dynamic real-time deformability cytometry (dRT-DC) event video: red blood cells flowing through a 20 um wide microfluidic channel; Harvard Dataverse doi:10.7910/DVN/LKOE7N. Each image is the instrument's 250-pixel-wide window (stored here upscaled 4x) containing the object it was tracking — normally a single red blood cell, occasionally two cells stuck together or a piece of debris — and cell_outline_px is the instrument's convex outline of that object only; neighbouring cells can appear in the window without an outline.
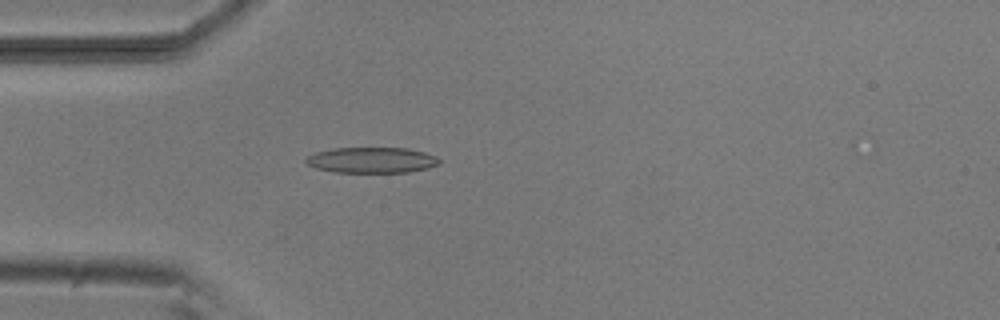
{"species": "common noctule bat (a hibernating species)", "species_latin": "Nyctalus noctula", "temperature_condition": "room temperature", "stored_images_in_passage": 54, "camera_frame_rate_fps": 3000, "um_per_image_px": 0.085, "animal": {"sex": "male", "body_mass_g": 20.5, "forearm_length_mm": 52.5}, "frame": {"image": 1, "passage_image": 15, "time_ms": 4.667, "image_size_px": [1000, 320], "cell_outline_px": [[444, 160], [440, 164], [428, 168], [408, 172], [336, 172], [316, 168], [308, 164], [304, 160], [304, 156], [316, 152], [332, 148], [408, 148], [424, 152], [436, 156]], "centroid_in_image_um": [31.62, 13.6], "position_along_channel_um": 53.4, "area_um2": 20.17}}
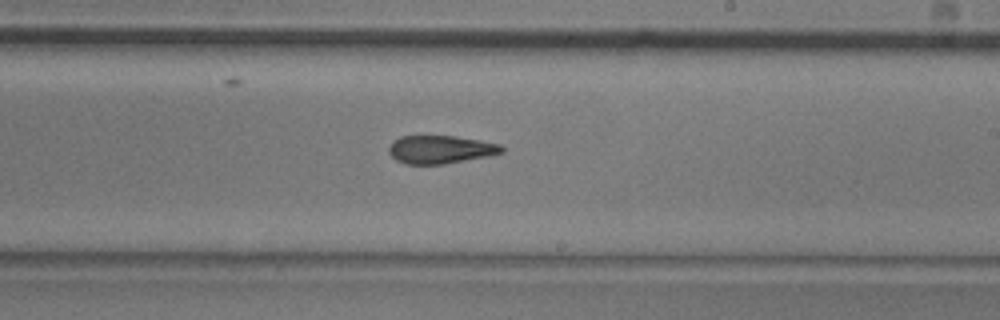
{"frame": {"image": 2, "passage_image": 31, "time_ms": 10.0, "image_size_px": [1000, 320], "cell_outline_px": [[504, 152], [492, 156], [444, 164], [404, 164], [396, 160], [388, 152], [388, 148], [392, 140], [400, 136], [456, 136], [480, 140], [500, 144], [504, 148]], "centroid_in_image_um": [37.45, 12.71], "position_along_channel_um": 251.6, "area_um2": 18.79}}
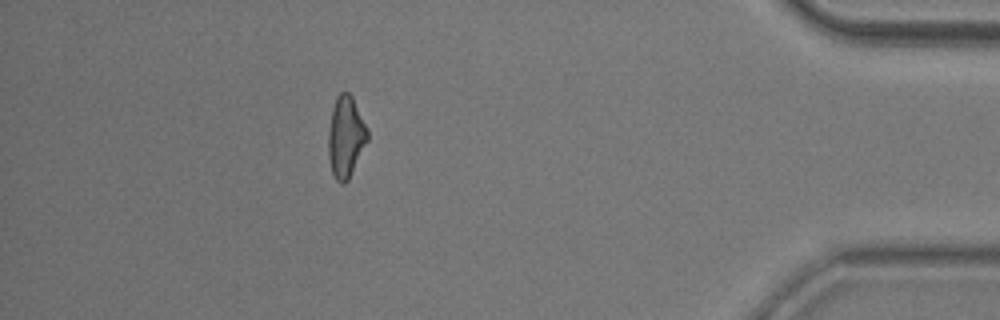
{"frame": {"image": 3, "passage_image": 47, "time_ms": 15.333, "image_size_px": [1000, 320], "cell_outline_px": [[368, 140], [348, 180], [344, 184], [340, 184], [336, 180], [332, 172], [328, 156], [328, 132], [332, 108], [336, 96], [340, 92], [348, 92], [352, 96], [368, 132]], "centroid_in_image_um": [29.37, 11.64], "position_along_channel_um": 405.8, "area_um2": 18.44}, "authors_computed_cell_mechanics": {"area_um2": 19.1896, "velocity_mm_per_s": 3.8198, "shape_relaxation_time_tau1_ms": 8.2835, "shape_relaxation_time_tau2_ms": 4.2534, "deformation_change_tau1": 0.1958, "deformation_change_tau2": 0.1573}}